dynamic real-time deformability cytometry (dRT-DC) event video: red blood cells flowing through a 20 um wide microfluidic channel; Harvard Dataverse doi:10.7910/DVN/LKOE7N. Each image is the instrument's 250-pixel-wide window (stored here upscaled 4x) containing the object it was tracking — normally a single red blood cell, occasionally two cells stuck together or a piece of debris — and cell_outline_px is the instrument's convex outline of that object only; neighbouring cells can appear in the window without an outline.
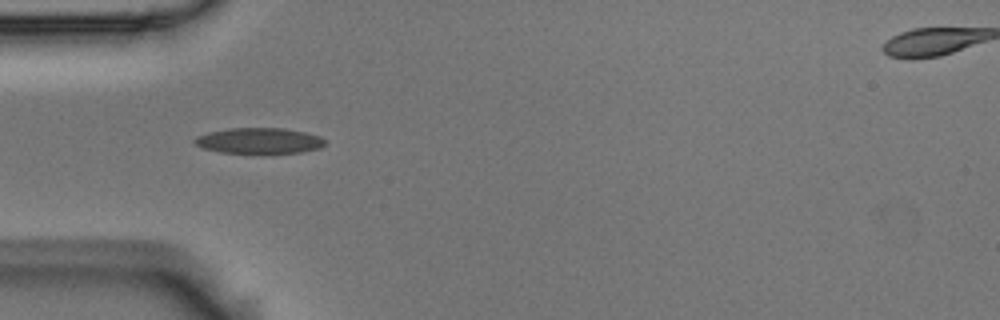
{"species": "Egyptian fruit bat (a non-hibernating species)", "species_latin": "Rousettus aegyptiacus", "temperature_condition": "room temperature", "stored_images_in_passage": 9, "camera_frame_rate_fps": 3000, "um_per_image_px": 0.085, "animal": {"sex": "male"}, "frame": {"image": 1, "passage_image": 8, "time_ms": 2.333, "image_size_px": [1000, 320], "cell_outline_px": [[324, 144], [320, 148], [300, 152], [264, 156], [220, 152], [204, 148], [196, 144], [192, 140], [196, 136], [208, 132], [228, 128], [284, 128], [304, 132], [320, 136], [324, 140]], "centroid_in_image_um": [22.01, 12.0], "position_along_channel_um": 63.0, "area_um2": 20.35}}
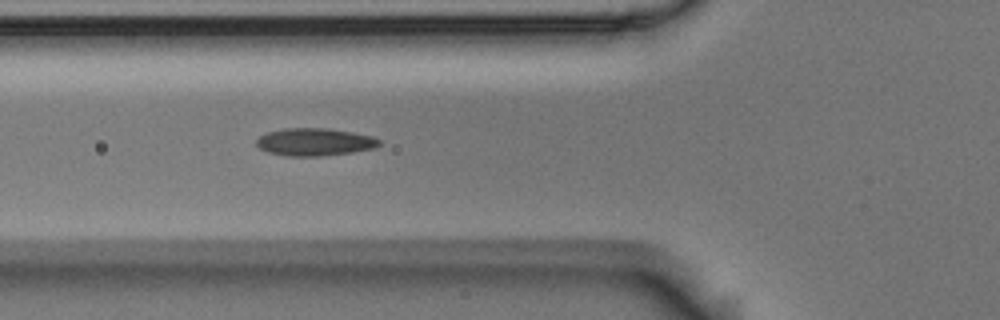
{"frame": {"image": 2, "passage_image": 9, "time_ms": 2.667, "image_size_px": [1000, 320], "cell_outline_px": [[380, 144], [376, 148], [352, 152], [320, 156], [288, 156], [268, 152], [260, 148], [256, 144], [256, 140], [260, 136], [268, 132], [284, 128], [328, 128], [352, 132], [372, 136], [380, 140]], "centroid_in_image_um": [26.75, 12.06], "position_along_channel_um": 99.0, "area_um2": 19.71}}